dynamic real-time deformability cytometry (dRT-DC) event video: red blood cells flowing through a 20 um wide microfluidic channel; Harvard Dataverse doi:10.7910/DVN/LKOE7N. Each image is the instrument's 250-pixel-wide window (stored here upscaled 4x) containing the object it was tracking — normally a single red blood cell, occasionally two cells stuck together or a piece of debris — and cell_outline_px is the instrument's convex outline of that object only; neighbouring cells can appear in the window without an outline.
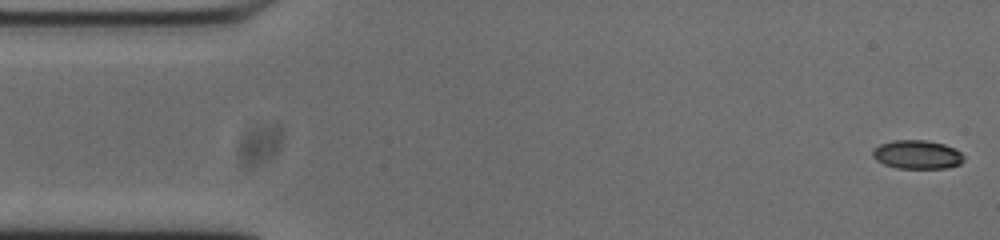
{"species": "common noctule bat (a hibernating species)", "species_latin": "Nyctalus noctula", "temperature_condition": "cold", "stored_images_in_passage": 51, "camera_frame_rate_fps": 3000, "um_per_image_px": 0.085, "animal": {"sex": "male", "body_mass_g": 20.0, "forearm_length_mm": 53.3}, "frame": {"image": 1, "passage_image": 1, "time_ms": 0.0, "image_size_px": [1000, 240], "cell_outline_px": [[964, 160], [960, 164], [948, 168], [896, 168], [884, 164], [876, 160], [872, 156], [872, 152], [880, 144], [892, 140], [924, 140], [944, 144], [956, 148], [964, 156]], "centroid_in_image_um": [77.98, 13.14], "position_along_channel_um": 7.0, "area_um2": 15.32}}
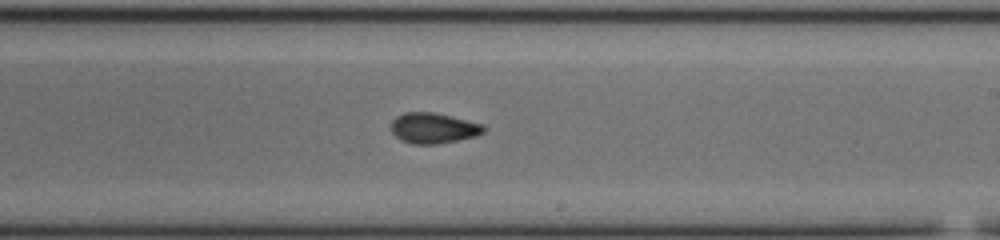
{"frame": {"image": 2, "passage_image": 30, "time_ms": 9.667, "image_size_px": [1000, 240], "cell_outline_px": [[484, 132], [476, 136], [436, 144], [412, 144], [400, 140], [392, 132], [392, 120], [396, 116], [404, 112], [436, 112], [484, 124]], "centroid_in_image_um": [36.83, 10.88], "position_along_channel_um": 252.2, "area_um2": 16.53}}
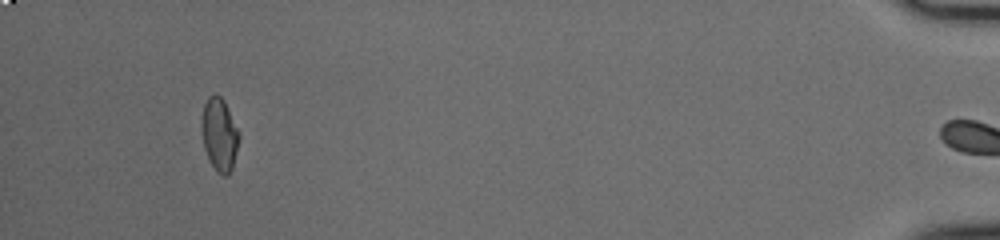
{"frame": {"image": 3, "passage_image": 50, "time_ms": 16.333, "image_size_px": [1000, 240], "cell_outline_px": [[240, 136], [232, 168], [228, 176], [224, 176], [216, 172], [208, 160], [204, 148], [200, 128], [200, 120], [204, 104], [208, 96], [216, 92], [224, 100], [240, 132]], "centroid_in_image_um": [18.63, 11.42], "position_along_channel_um": 416.6, "area_um2": 16.42}, "authors_computed_cell_mechanics": {"area_um2": 16.1262, "velocity_mm_per_s": 3.7298, "shape_relaxation_time_tau1_ms": 6.7676, "shape_relaxation_time_tau2_ms": 2.3895, "deformation_change_tau1": 0.1804, "deformation_change_tau2": 0.076}}